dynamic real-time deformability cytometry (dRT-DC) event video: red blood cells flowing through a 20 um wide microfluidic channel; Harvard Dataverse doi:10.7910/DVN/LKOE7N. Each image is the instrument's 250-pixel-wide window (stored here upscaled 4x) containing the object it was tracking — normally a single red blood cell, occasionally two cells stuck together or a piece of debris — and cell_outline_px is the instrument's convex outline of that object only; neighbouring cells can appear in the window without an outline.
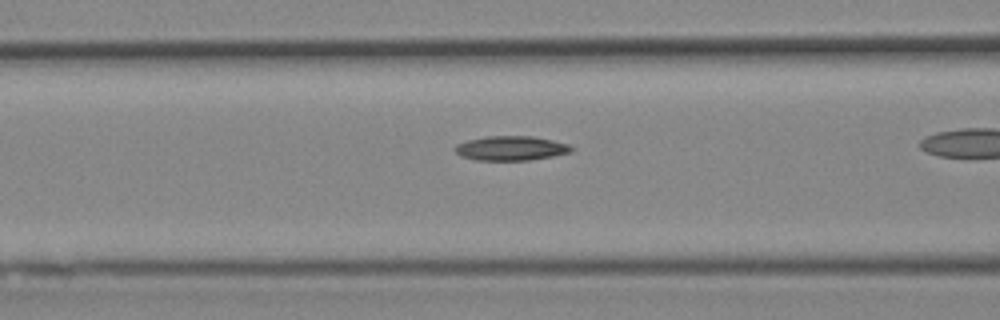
{"species": "Egyptian fruit bat (a non-hibernating species)", "species_latin": "Rousettus aegyptiacus", "temperature_condition": "cold", "stored_images_in_passage": 38, "camera_frame_rate_fps": 3000, "um_per_image_px": 0.085, "animal": {"sex": "female"}, "frame": {"image": 1, "passage_image": 18, "time_ms": 5.667, "image_size_px": [1000, 320], "cell_outline_px": [[572, 152], [552, 156], [528, 160], [476, 160], [460, 156], [452, 148], [456, 144], [468, 140], [484, 136], [532, 136], [552, 140], [568, 144], [572, 148]], "centroid_in_image_um": [43.38, 12.6], "position_along_channel_um": 123.2, "area_um2": 16.59}}
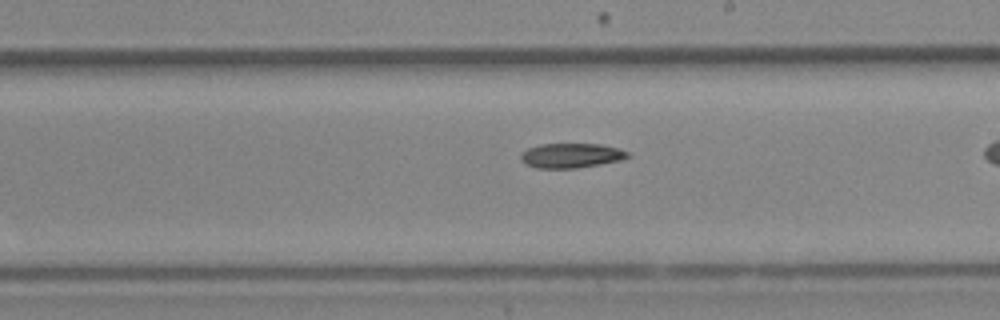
{"frame": {"image": 2, "passage_image": 27, "time_ms": 8.667, "image_size_px": [1000, 320], "cell_outline_px": [[632, 156], [624, 160], [576, 168], [536, 168], [524, 164], [520, 160], [520, 152], [528, 148], [540, 144], [600, 144], [620, 148], [628, 152]], "centroid_in_image_um": [48.56, 13.22], "position_along_channel_um": 240.4, "area_um2": 15.66}}
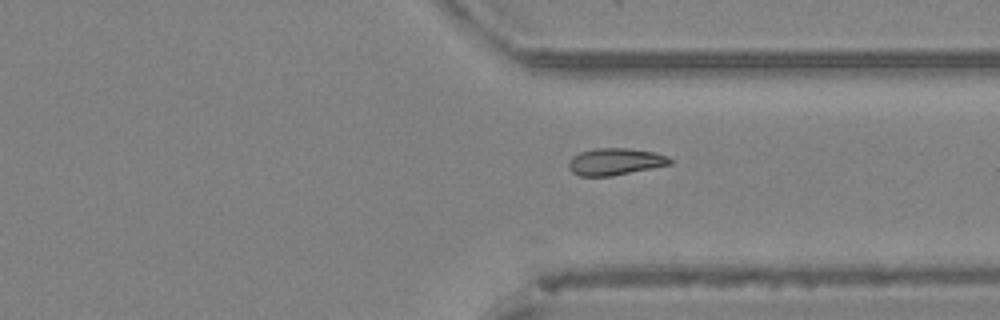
{"frame": {"image": 3, "passage_image": 36, "time_ms": 11.667, "image_size_px": [1000, 320], "cell_outline_px": [[672, 164], [612, 176], [580, 176], [572, 172], [568, 168], [568, 160], [572, 156], [580, 152], [596, 148], [628, 148], [656, 152], [668, 156], [672, 160]], "centroid_in_image_um": [52.28, 13.73], "position_along_channel_um": 359.1, "area_um2": 16.07}}